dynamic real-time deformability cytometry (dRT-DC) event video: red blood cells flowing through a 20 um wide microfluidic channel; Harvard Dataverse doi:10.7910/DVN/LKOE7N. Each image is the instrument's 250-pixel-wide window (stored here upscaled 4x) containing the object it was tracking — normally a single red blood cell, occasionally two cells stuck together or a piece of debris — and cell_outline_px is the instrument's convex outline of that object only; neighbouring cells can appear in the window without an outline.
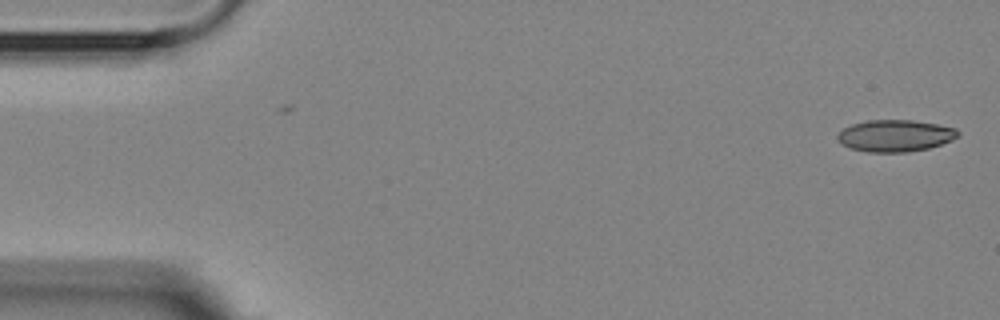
{"species": "Egyptian fruit bat (a non-hibernating species)", "species_latin": "Rousettus aegyptiacus", "temperature_condition": "room temperature", "stored_images_in_passage": 5, "camera_frame_rate_fps": 3000, "um_per_image_px": 0.085, "animal": {"sex": "female"}, "frame": {"image": 1, "passage_image": 1, "time_ms": 0.0, "image_size_px": [1000, 320], "cell_outline_px": [[960, 136], [952, 140], [928, 148], [908, 152], [868, 152], [852, 148], [844, 144], [836, 136], [844, 128], [852, 124], [868, 120], [912, 120], [936, 124], [956, 128], [960, 132]], "centroid_in_image_um": [76.14, 11.53], "position_along_channel_um": 8.9, "area_um2": 22.14}}